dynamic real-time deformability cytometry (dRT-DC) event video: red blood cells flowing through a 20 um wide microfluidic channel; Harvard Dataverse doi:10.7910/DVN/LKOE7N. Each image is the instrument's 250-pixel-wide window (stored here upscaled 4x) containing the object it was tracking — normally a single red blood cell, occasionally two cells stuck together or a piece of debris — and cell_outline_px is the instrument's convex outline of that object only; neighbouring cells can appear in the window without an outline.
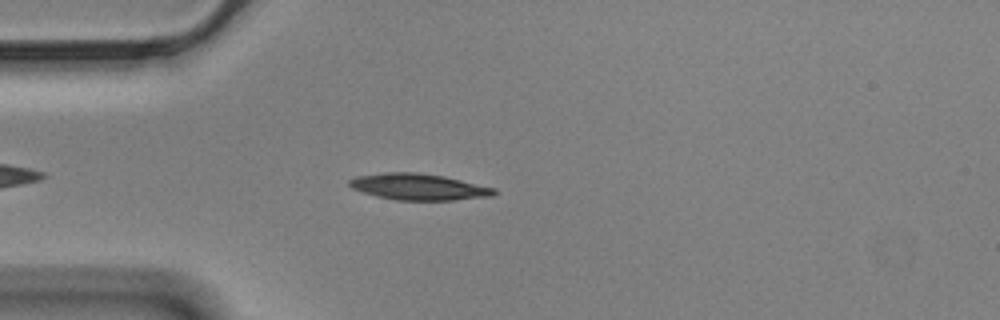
{"species": "Egyptian fruit bat (a non-hibernating species)", "species_latin": "Rousettus aegyptiacus", "temperature_condition": "cold", "stored_images_in_passage": 49, "segment_of_instrument_passage": [1, 2], "camera_frame_rate_fps": 3000, "um_per_image_px": 0.085, "animal": {"sex": "male"}, "frame": {"image": 1, "passage_image": 7, "time_ms": 2.0, "image_size_px": [1000, 320], "cell_outline_px": [[496, 192], [492, 196], [452, 200], [396, 200], [376, 196], [352, 188], [348, 184], [348, 180], [356, 176], [384, 172], [416, 172], [444, 176], [496, 188]], "centroid_in_image_um": [35.57, 15.87], "position_along_channel_um": 49.4, "area_um2": 22.2}}
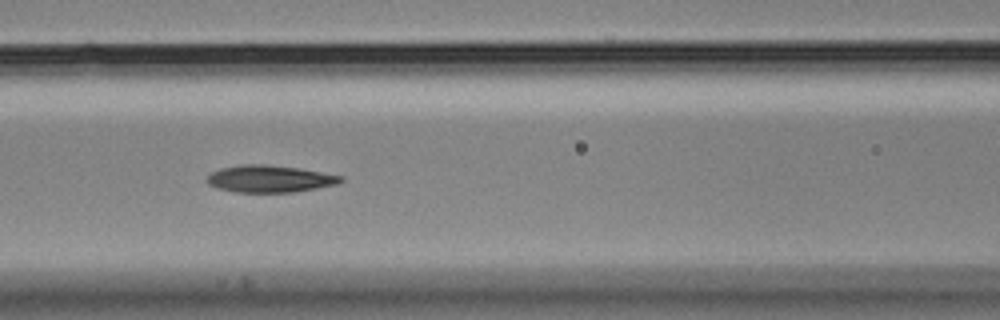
{"frame": {"image": 2, "passage_image": 16, "time_ms": 5.0, "image_size_px": [1000, 320], "cell_outline_px": [[344, 180], [340, 184], [292, 192], [236, 192], [216, 188], [208, 184], [208, 176], [212, 172], [220, 168], [240, 164], [264, 164], [300, 168], [344, 176]], "centroid_in_image_um": [22.95, 15.19], "position_along_channel_um": 143.6, "area_um2": 21.21}}
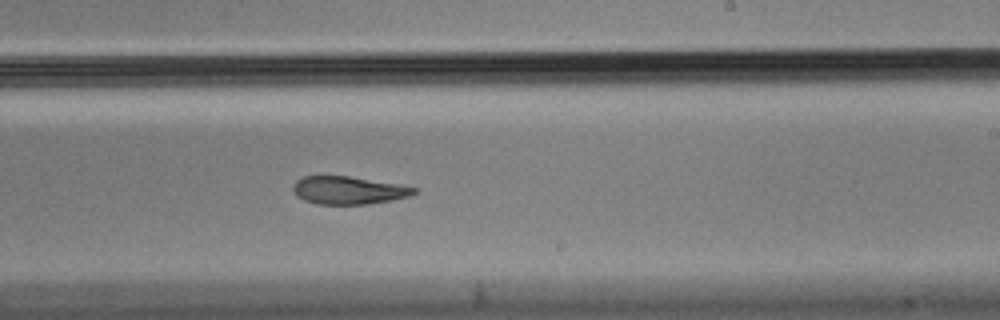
{"frame": {"image": 3, "passage_image": 26, "time_ms": 8.333, "image_size_px": [1000, 320], "cell_outline_px": [[416, 192], [408, 196], [392, 200], [368, 204], [316, 204], [304, 200], [296, 196], [292, 188], [296, 180], [304, 176], [348, 176], [396, 184], [416, 188]], "centroid_in_image_um": [29.56, 16.18], "position_along_channel_um": 259.4, "area_um2": 19.42}}